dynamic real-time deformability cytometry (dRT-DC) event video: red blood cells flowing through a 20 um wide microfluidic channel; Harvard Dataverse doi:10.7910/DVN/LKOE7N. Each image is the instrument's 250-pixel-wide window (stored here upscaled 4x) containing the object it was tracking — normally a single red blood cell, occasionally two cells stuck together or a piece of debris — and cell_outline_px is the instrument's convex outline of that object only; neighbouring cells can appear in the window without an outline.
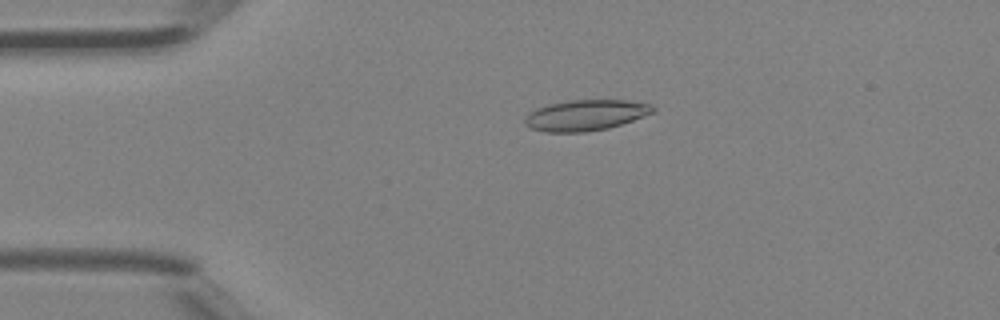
{"species": "Egyptian fruit bat (a non-hibernating species)", "species_latin": "Rousettus aegyptiacus", "temperature_condition": "room temperature", "stored_images_in_passage": 45, "camera_frame_rate_fps": 3000, "um_per_image_px": 0.085, "animal": {"sex": "female"}, "frame": {"image": 1, "passage_image": 10, "time_ms": 3.0, "image_size_px": [1000, 320], "cell_outline_px": [[656, 112], [608, 128], [584, 132], [544, 132], [532, 128], [524, 124], [524, 120], [528, 112], [536, 108], [548, 104], [572, 100], [624, 100], [652, 104], [656, 108]], "centroid_in_image_um": [49.78, 9.79], "position_along_channel_um": 35.2, "area_um2": 23.0}}
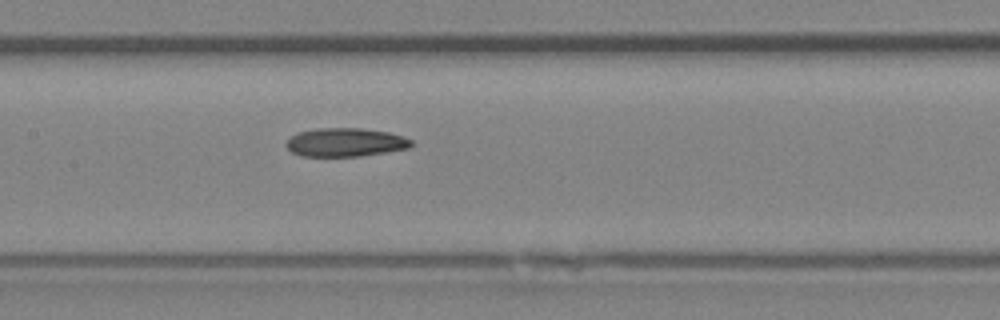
{"frame": {"image": 2, "passage_image": 22, "time_ms": 7.0, "image_size_px": [1000, 320], "cell_outline_px": [[412, 148], [360, 156], [300, 156], [292, 152], [284, 144], [292, 136], [300, 132], [316, 128], [360, 128], [388, 132], [404, 136], [412, 140]], "centroid_in_image_um": [29.39, 12.1], "position_along_channel_um": 178.0, "area_um2": 20.87}}
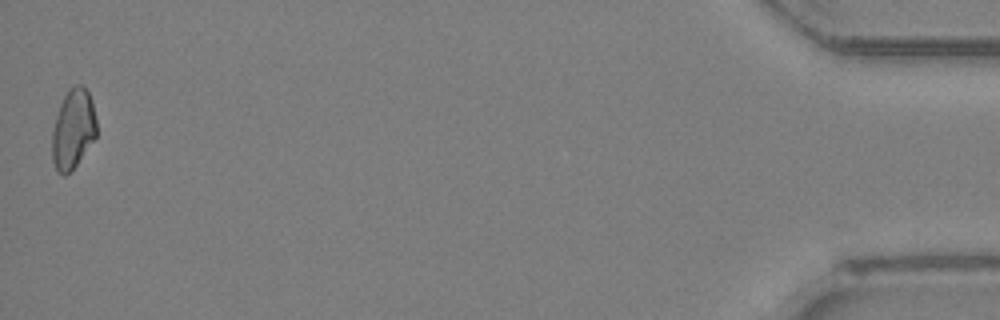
{"frame": {"image": 3, "passage_image": 45, "time_ms": 14.667, "image_size_px": [1000, 320], "cell_outline_px": [[96, 136], [76, 164], [64, 176], [56, 172], [52, 160], [52, 132], [56, 116], [60, 104], [68, 88], [72, 84], [80, 84], [88, 92], [92, 100], [96, 120]], "centroid_in_image_um": [6.19, 10.94], "position_along_channel_um": 429.0, "area_um2": 20.58}, "authors_computed_cell_mechanics": {"area_um2": 21.2704, "velocity_mm_per_s": 4.5377, "shape_relaxation_time_tau1_ms": 4.9911, "shape_relaxation_time_tau2_ms": null, "deformation_change_tau1": 0.1101, "deformation_change_tau2": null}}